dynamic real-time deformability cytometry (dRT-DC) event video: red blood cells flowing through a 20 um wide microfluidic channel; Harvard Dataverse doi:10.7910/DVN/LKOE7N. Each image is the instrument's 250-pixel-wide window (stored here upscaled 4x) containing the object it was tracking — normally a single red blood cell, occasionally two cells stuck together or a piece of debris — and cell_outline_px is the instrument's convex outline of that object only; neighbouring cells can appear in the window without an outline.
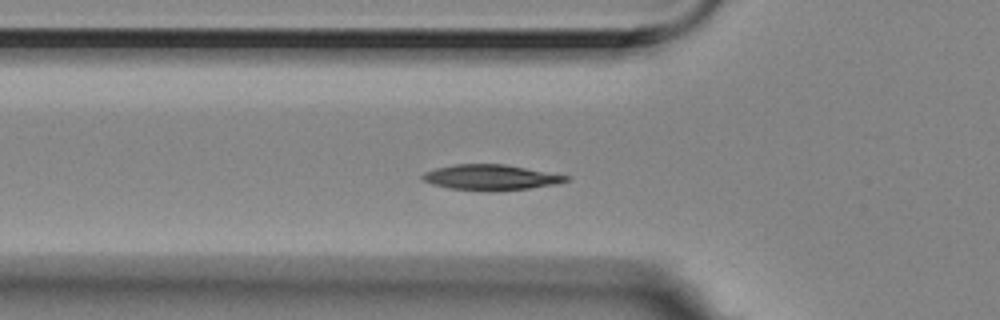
{"species": "Egyptian fruit bat (a non-hibernating species)", "species_latin": "Rousettus aegyptiacus", "temperature_condition": "room temperature", "stored_images_in_passage": 41, "segment_of_instrument_passage": [1, 2], "camera_frame_rate_fps": 3000, "um_per_image_px": 0.085, "animal": {"sex": "female"}, "frame": {"image": 1, "passage_image": 2, "time_ms": 0.333, "image_size_px": [1000, 320], "cell_outline_px": [[572, 176], [568, 180], [556, 184], [528, 188], [488, 192], [448, 188], [432, 184], [424, 180], [420, 176], [424, 172], [436, 168], [456, 164], [504, 164]], "centroid_in_image_um": [41.71, 15.08], "position_along_channel_um": 84.1, "area_um2": 21.39}}
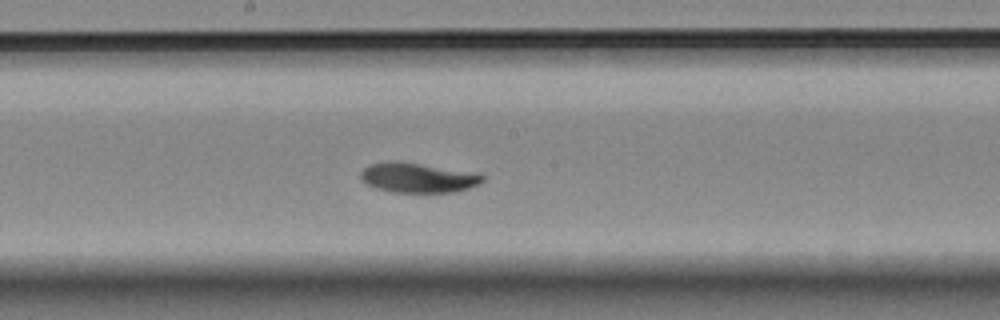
{"frame": {"image": 2, "passage_image": 13, "time_ms": 4.0, "image_size_px": [1000, 320], "cell_outline_px": [[484, 180], [480, 184], [456, 192], [392, 192], [376, 188], [368, 184], [360, 176], [360, 172], [364, 168], [372, 164], [396, 160], [480, 172], [484, 176]], "centroid_in_image_um": [35.6, 15.09], "position_along_channel_um": 212.6, "area_um2": 21.39}}
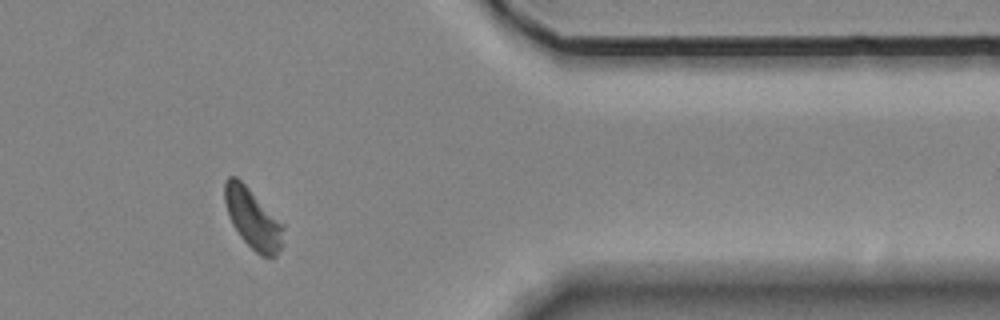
{"frame": {"image": 3, "passage_image": 30, "time_ms": 9.667, "image_size_px": [1000, 320], "cell_outline_px": [[284, 244], [276, 256], [260, 256], [240, 236], [232, 224], [228, 216], [224, 200], [224, 180], [228, 176], [236, 176], [284, 224]], "centroid_in_image_um": [21.5, 18.59], "position_along_channel_um": 389.9, "area_um2": 20.58}}